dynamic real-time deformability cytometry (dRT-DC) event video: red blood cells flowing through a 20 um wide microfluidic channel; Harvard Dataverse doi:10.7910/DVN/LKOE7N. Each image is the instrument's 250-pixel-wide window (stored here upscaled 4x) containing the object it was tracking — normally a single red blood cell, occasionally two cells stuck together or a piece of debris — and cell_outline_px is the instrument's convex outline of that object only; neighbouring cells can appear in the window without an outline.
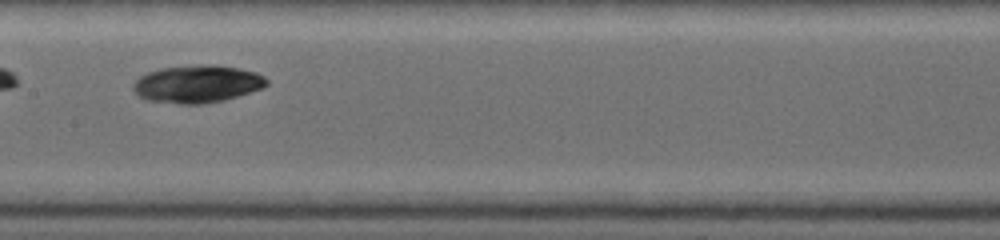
{"species": "common noctule bat (a hibernating species)", "species_latin": "Nyctalus noctula", "temperature_condition": "warm", "stored_images_in_passage": 21, "camera_frame_rate_fps": 5000, "um_per_image_px": 0.085, "animal": {"sex": "female", "body_mass_g": 19.0, "forearm_length_mm": 53.3}, "frame": {"image": 1, "passage_image": 15, "time_ms": 2.8, "image_size_px": [1000, 240], "cell_outline_px": [[268, 84], [264, 88], [224, 100], [204, 104], [180, 104], [148, 100], [140, 96], [132, 88], [132, 84], [140, 76], [148, 72], [160, 68], [212, 64], [240, 68], [256, 72], [264, 76], [268, 80]], "centroid_in_image_um": [16.8, 7.14], "position_along_channel_um": 190.6, "area_um2": 29.25}}